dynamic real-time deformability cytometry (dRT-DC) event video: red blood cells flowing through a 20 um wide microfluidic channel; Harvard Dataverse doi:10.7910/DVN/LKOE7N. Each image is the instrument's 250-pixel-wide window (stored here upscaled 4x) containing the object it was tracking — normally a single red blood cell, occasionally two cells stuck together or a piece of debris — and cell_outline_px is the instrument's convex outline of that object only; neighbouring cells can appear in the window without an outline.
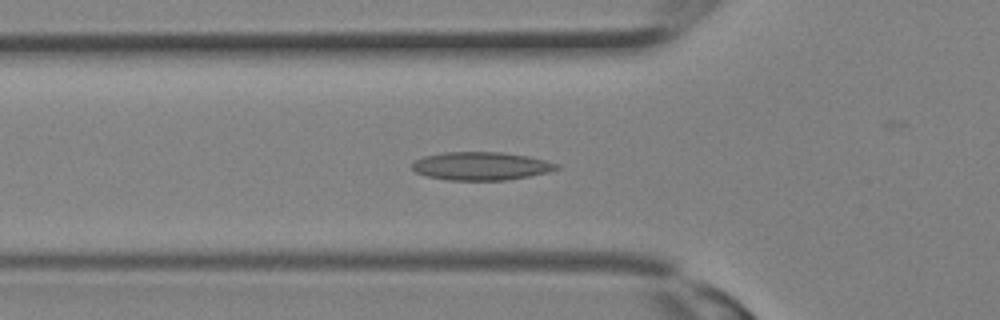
{"species": "Egyptian fruit bat (a non-hibernating species)", "species_latin": "Rousettus aegyptiacus", "temperature_condition": "room temperature", "stored_images_in_passage": 18, "camera_frame_rate_fps": 3000, "um_per_image_px": 0.085, "animal": {"sex": "female"}, "frame": {"image": 1, "passage_image": 6, "time_ms": 1.667, "image_size_px": [1000, 320], "cell_outline_px": [[560, 168], [548, 172], [508, 180], [448, 180], [428, 176], [416, 172], [412, 168], [412, 164], [416, 160], [424, 156], [444, 152], [500, 152], [528, 156], [560, 164]], "centroid_in_image_um": [40.91, 14.11], "position_along_channel_um": 84.9, "area_um2": 23.64}}
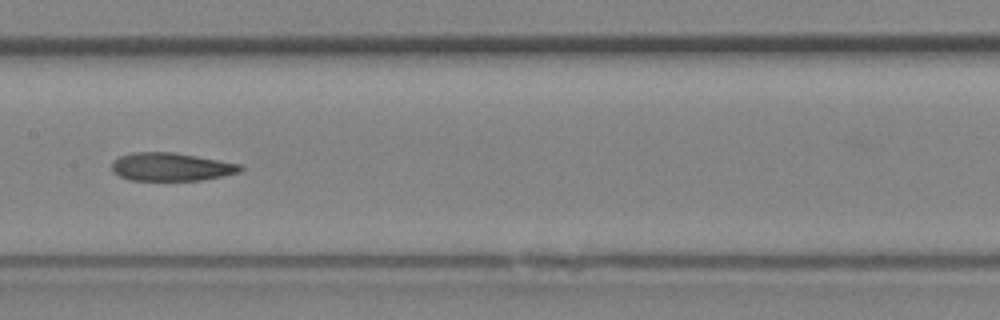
{"frame": {"image": 2, "passage_image": 11, "time_ms": 3.333, "image_size_px": [1000, 320], "cell_outline_px": [[244, 168], [240, 172], [224, 176], [200, 180], [128, 180], [112, 172], [112, 160], [120, 156], [132, 152], [172, 152], [244, 164]], "centroid_in_image_um": [14.56, 14.18], "position_along_channel_um": 192.8, "area_um2": 21.27}}
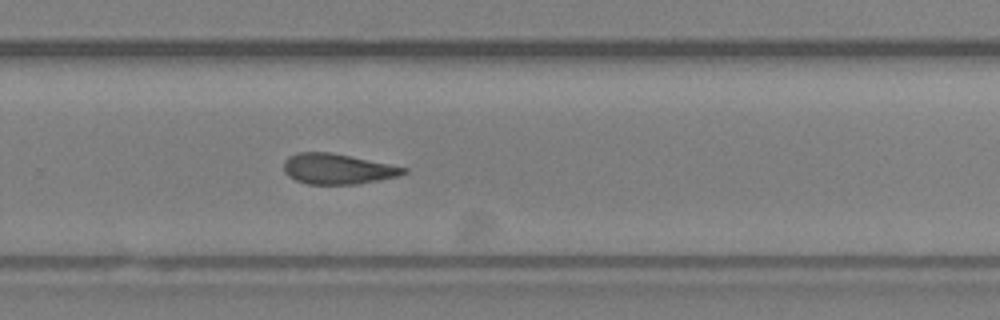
{"frame": {"image": 3, "passage_image": 16, "time_ms": 5.0, "image_size_px": [1000, 320], "cell_outline_px": [[408, 172], [396, 176], [356, 184], [308, 184], [296, 180], [288, 176], [284, 172], [284, 160], [288, 156], [296, 152], [332, 152], [408, 168]], "centroid_in_image_um": [28.64, 14.34], "position_along_channel_um": 301.2, "area_um2": 21.15}}